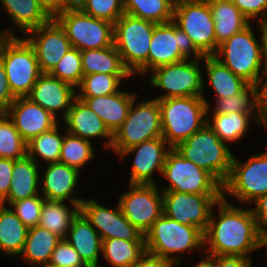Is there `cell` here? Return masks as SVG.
Returning a JSON list of instances; mask_svg holds the SVG:
<instances>
[{
    "instance_id": "obj_21",
    "label": "cell",
    "mask_w": 267,
    "mask_h": 267,
    "mask_svg": "<svg viewBox=\"0 0 267 267\" xmlns=\"http://www.w3.org/2000/svg\"><path fill=\"white\" fill-rule=\"evenodd\" d=\"M27 97L56 118V112L63 110V120L76 98V89L49 73H42Z\"/></svg>"
},
{
    "instance_id": "obj_48",
    "label": "cell",
    "mask_w": 267,
    "mask_h": 267,
    "mask_svg": "<svg viewBox=\"0 0 267 267\" xmlns=\"http://www.w3.org/2000/svg\"><path fill=\"white\" fill-rule=\"evenodd\" d=\"M15 99L16 97L10 90L3 64L0 61V112H5Z\"/></svg>"
},
{
    "instance_id": "obj_10",
    "label": "cell",
    "mask_w": 267,
    "mask_h": 267,
    "mask_svg": "<svg viewBox=\"0 0 267 267\" xmlns=\"http://www.w3.org/2000/svg\"><path fill=\"white\" fill-rule=\"evenodd\" d=\"M162 175L169 180L162 192L223 194L222 184L211 173L184 158L174 148L167 153Z\"/></svg>"
},
{
    "instance_id": "obj_50",
    "label": "cell",
    "mask_w": 267,
    "mask_h": 267,
    "mask_svg": "<svg viewBox=\"0 0 267 267\" xmlns=\"http://www.w3.org/2000/svg\"><path fill=\"white\" fill-rule=\"evenodd\" d=\"M264 79L266 81H264ZM264 81V82H263ZM260 89H259V87ZM256 104L260 116L263 117L267 113V68L263 74L258 78L256 84Z\"/></svg>"
},
{
    "instance_id": "obj_17",
    "label": "cell",
    "mask_w": 267,
    "mask_h": 267,
    "mask_svg": "<svg viewBox=\"0 0 267 267\" xmlns=\"http://www.w3.org/2000/svg\"><path fill=\"white\" fill-rule=\"evenodd\" d=\"M80 213L96 229L101 240H144V234L128 221L119 203L113 210L98 204L94 199H84L80 204Z\"/></svg>"
},
{
    "instance_id": "obj_38",
    "label": "cell",
    "mask_w": 267,
    "mask_h": 267,
    "mask_svg": "<svg viewBox=\"0 0 267 267\" xmlns=\"http://www.w3.org/2000/svg\"><path fill=\"white\" fill-rule=\"evenodd\" d=\"M132 74H106L93 73L84 75L78 86L80 93L76 97H98L118 92L122 79L131 77Z\"/></svg>"
},
{
    "instance_id": "obj_30",
    "label": "cell",
    "mask_w": 267,
    "mask_h": 267,
    "mask_svg": "<svg viewBox=\"0 0 267 267\" xmlns=\"http://www.w3.org/2000/svg\"><path fill=\"white\" fill-rule=\"evenodd\" d=\"M15 26L25 35L32 29L49 22L52 17L38 0H0Z\"/></svg>"
},
{
    "instance_id": "obj_25",
    "label": "cell",
    "mask_w": 267,
    "mask_h": 267,
    "mask_svg": "<svg viewBox=\"0 0 267 267\" xmlns=\"http://www.w3.org/2000/svg\"><path fill=\"white\" fill-rule=\"evenodd\" d=\"M88 267H99L102 240L96 229L79 213L65 238Z\"/></svg>"
},
{
    "instance_id": "obj_11",
    "label": "cell",
    "mask_w": 267,
    "mask_h": 267,
    "mask_svg": "<svg viewBox=\"0 0 267 267\" xmlns=\"http://www.w3.org/2000/svg\"><path fill=\"white\" fill-rule=\"evenodd\" d=\"M54 19L64 29L72 47L80 51L114 45V24L92 17L81 10L57 14Z\"/></svg>"
},
{
    "instance_id": "obj_46",
    "label": "cell",
    "mask_w": 267,
    "mask_h": 267,
    "mask_svg": "<svg viewBox=\"0 0 267 267\" xmlns=\"http://www.w3.org/2000/svg\"><path fill=\"white\" fill-rule=\"evenodd\" d=\"M232 3L242 12L250 22L260 16L257 23L267 19V0H232Z\"/></svg>"
},
{
    "instance_id": "obj_23",
    "label": "cell",
    "mask_w": 267,
    "mask_h": 267,
    "mask_svg": "<svg viewBox=\"0 0 267 267\" xmlns=\"http://www.w3.org/2000/svg\"><path fill=\"white\" fill-rule=\"evenodd\" d=\"M67 125V132L89 140L94 137L107 138L106 147L111 149L113 134L105 126L103 120L77 97L63 119Z\"/></svg>"
},
{
    "instance_id": "obj_54",
    "label": "cell",
    "mask_w": 267,
    "mask_h": 267,
    "mask_svg": "<svg viewBox=\"0 0 267 267\" xmlns=\"http://www.w3.org/2000/svg\"><path fill=\"white\" fill-rule=\"evenodd\" d=\"M86 0H61V12L69 10H81Z\"/></svg>"
},
{
    "instance_id": "obj_20",
    "label": "cell",
    "mask_w": 267,
    "mask_h": 267,
    "mask_svg": "<svg viewBox=\"0 0 267 267\" xmlns=\"http://www.w3.org/2000/svg\"><path fill=\"white\" fill-rule=\"evenodd\" d=\"M5 113L27 143L58 124L56 117L28 97H17Z\"/></svg>"
},
{
    "instance_id": "obj_42",
    "label": "cell",
    "mask_w": 267,
    "mask_h": 267,
    "mask_svg": "<svg viewBox=\"0 0 267 267\" xmlns=\"http://www.w3.org/2000/svg\"><path fill=\"white\" fill-rule=\"evenodd\" d=\"M49 74L78 88L84 76L81 51L75 47L70 48Z\"/></svg>"
},
{
    "instance_id": "obj_32",
    "label": "cell",
    "mask_w": 267,
    "mask_h": 267,
    "mask_svg": "<svg viewBox=\"0 0 267 267\" xmlns=\"http://www.w3.org/2000/svg\"><path fill=\"white\" fill-rule=\"evenodd\" d=\"M202 61L208 75L207 81L216 93L215 98L222 99L238 94L248 85L213 55L204 56Z\"/></svg>"
},
{
    "instance_id": "obj_44",
    "label": "cell",
    "mask_w": 267,
    "mask_h": 267,
    "mask_svg": "<svg viewBox=\"0 0 267 267\" xmlns=\"http://www.w3.org/2000/svg\"><path fill=\"white\" fill-rule=\"evenodd\" d=\"M45 201L40 194L30 198L18 200L10 203L8 206L12 207V211L28 228L35 227L39 223L42 206Z\"/></svg>"
},
{
    "instance_id": "obj_37",
    "label": "cell",
    "mask_w": 267,
    "mask_h": 267,
    "mask_svg": "<svg viewBox=\"0 0 267 267\" xmlns=\"http://www.w3.org/2000/svg\"><path fill=\"white\" fill-rule=\"evenodd\" d=\"M59 132L61 131L57 124L52 129L32 138L27 143V155L37 164L39 158H42L47 164L59 162L61 147L64 141V136L60 135Z\"/></svg>"
},
{
    "instance_id": "obj_5",
    "label": "cell",
    "mask_w": 267,
    "mask_h": 267,
    "mask_svg": "<svg viewBox=\"0 0 267 267\" xmlns=\"http://www.w3.org/2000/svg\"><path fill=\"white\" fill-rule=\"evenodd\" d=\"M144 242L145 251L168 259L179 266L181 258L171 254L183 255L185 251L203 249L204 234L198 227L181 224L163 213L144 234Z\"/></svg>"
},
{
    "instance_id": "obj_40",
    "label": "cell",
    "mask_w": 267,
    "mask_h": 267,
    "mask_svg": "<svg viewBox=\"0 0 267 267\" xmlns=\"http://www.w3.org/2000/svg\"><path fill=\"white\" fill-rule=\"evenodd\" d=\"M26 155L27 142L7 114L0 112V158L16 160Z\"/></svg>"
},
{
    "instance_id": "obj_12",
    "label": "cell",
    "mask_w": 267,
    "mask_h": 267,
    "mask_svg": "<svg viewBox=\"0 0 267 267\" xmlns=\"http://www.w3.org/2000/svg\"><path fill=\"white\" fill-rule=\"evenodd\" d=\"M202 59H184L182 61L160 66L150 73V84L165 90L157 100L173 97L204 95V81L200 70Z\"/></svg>"
},
{
    "instance_id": "obj_22",
    "label": "cell",
    "mask_w": 267,
    "mask_h": 267,
    "mask_svg": "<svg viewBox=\"0 0 267 267\" xmlns=\"http://www.w3.org/2000/svg\"><path fill=\"white\" fill-rule=\"evenodd\" d=\"M79 171L61 162L47 164L41 182L42 196L47 200L68 201L72 206H80L83 198L75 197Z\"/></svg>"
},
{
    "instance_id": "obj_59",
    "label": "cell",
    "mask_w": 267,
    "mask_h": 267,
    "mask_svg": "<svg viewBox=\"0 0 267 267\" xmlns=\"http://www.w3.org/2000/svg\"><path fill=\"white\" fill-rule=\"evenodd\" d=\"M207 1H232V0H207Z\"/></svg>"
},
{
    "instance_id": "obj_35",
    "label": "cell",
    "mask_w": 267,
    "mask_h": 267,
    "mask_svg": "<svg viewBox=\"0 0 267 267\" xmlns=\"http://www.w3.org/2000/svg\"><path fill=\"white\" fill-rule=\"evenodd\" d=\"M145 252L144 240H102L101 253L113 267H132Z\"/></svg>"
},
{
    "instance_id": "obj_26",
    "label": "cell",
    "mask_w": 267,
    "mask_h": 267,
    "mask_svg": "<svg viewBox=\"0 0 267 267\" xmlns=\"http://www.w3.org/2000/svg\"><path fill=\"white\" fill-rule=\"evenodd\" d=\"M38 164L28 155L13 162L12 182L7 198L1 203H13L39 195L40 173Z\"/></svg>"
},
{
    "instance_id": "obj_18",
    "label": "cell",
    "mask_w": 267,
    "mask_h": 267,
    "mask_svg": "<svg viewBox=\"0 0 267 267\" xmlns=\"http://www.w3.org/2000/svg\"><path fill=\"white\" fill-rule=\"evenodd\" d=\"M24 36H29L25 39L33 47L42 73H49L72 48L64 29L54 18Z\"/></svg>"
},
{
    "instance_id": "obj_51",
    "label": "cell",
    "mask_w": 267,
    "mask_h": 267,
    "mask_svg": "<svg viewBox=\"0 0 267 267\" xmlns=\"http://www.w3.org/2000/svg\"><path fill=\"white\" fill-rule=\"evenodd\" d=\"M175 263L168 259L145 251L132 267H173Z\"/></svg>"
},
{
    "instance_id": "obj_47",
    "label": "cell",
    "mask_w": 267,
    "mask_h": 267,
    "mask_svg": "<svg viewBox=\"0 0 267 267\" xmlns=\"http://www.w3.org/2000/svg\"><path fill=\"white\" fill-rule=\"evenodd\" d=\"M14 161L12 159L0 158V204L7 198L10 190Z\"/></svg>"
},
{
    "instance_id": "obj_7",
    "label": "cell",
    "mask_w": 267,
    "mask_h": 267,
    "mask_svg": "<svg viewBox=\"0 0 267 267\" xmlns=\"http://www.w3.org/2000/svg\"><path fill=\"white\" fill-rule=\"evenodd\" d=\"M174 149L211 173L222 185L230 174L234 154L207 124Z\"/></svg>"
},
{
    "instance_id": "obj_4",
    "label": "cell",
    "mask_w": 267,
    "mask_h": 267,
    "mask_svg": "<svg viewBox=\"0 0 267 267\" xmlns=\"http://www.w3.org/2000/svg\"><path fill=\"white\" fill-rule=\"evenodd\" d=\"M253 33L249 24L219 44L213 55L250 85H255L267 68L263 34L261 33V40L258 41ZM262 67L263 69H261Z\"/></svg>"
},
{
    "instance_id": "obj_41",
    "label": "cell",
    "mask_w": 267,
    "mask_h": 267,
    "mask_svg": "<svg viewBox=\"0 0 267 267\" xmlns=\"http://www.w3.org/2000/svg\"><path fill=\"white\" fill-rule=\"evenodd\" d=\"M212 113H249L260 114L256 104L255 85L248 84L240 93L226 98H216Z\"/></svg>"
},
{
    "instance_id": "obj_33",
    "label": "cell",
    "mask_w": 267,
    "mask_h": 267,
    "mask_svg": "<svg viewBox=\"0 0 267 267\" xmlns=\"http://www.w3.org/2000/svg\"><path fill=\"white\" fill-rule=\"evenodd\" d=\"M83 75L93 73L131 74L124 66L117 48L112 45L101 49L81 51Z\"/></svg>"
},
{
    "instance_id": "obj_16",
    "label": "cell",
    "mask_w": 267,
    "mask_h": 267,
    "mask_svg": "<svg viewBox=\"0 0 267 267\" xmlns=\"http://www.w3.org/2000/svg\"><path fill=\"white\" fill-rule=\"evenodd\" d=\"M119 197V205L128 221L145 234L163 214V192L156 184H129Z\"/></svg>"
},
{
    "instance_id": "obj_2",
    "label": "cell",
    "mask_w": 267,
    "mask_h": 267,
    "mask_svg": "<svg viewBox=\"0 0 267 267\" xmlns=\"http://www.w3.org/2000/svg\"><path fill=\"white\" fill-rule=\"evenodd\" d=\"M0 61L12 94L16 98L27 97L42 74L33 47L11 29L0 31Z\"/></svg>"
},
{
    "instance_id": "obj_36",
    "label": "cell",
    "mask_w": 267,
    "mask_h": 267,
    "mask_svg": "<svg viewBox=\"0 0 267 267\" xmlns=\"http://www.w3.org/2000/svg\"><path fill=\"white\" fill-rule=\"evenodd\" d=\"M123 3L128 15L156 24L173 20L175 0H123Z\"/></svg>"
},
{
    "instance_id": "obj_15",
    "label": "cell",
    "mask_w": 267,
    "mask_h": 267,
    "mask_svg": "<svg viewBox=\"0 0 267 267\" xmlns=\"http://www.w3.org/2000/svg\"><path fill=\"white\" fill-rule=\"evenodd\" d=\"M223 194H191L177 191L163 192V213L181 224L196 226L203 232Z\"/></svg>"
},
{
    "instance_id": "obj_8",
    "label": "cell",
    "mask_w": 267,
    "mask_h": 267,
    "mask_svg": "<svg viewBox=\"0 0 267 267\" xmlns=\"http://www.w3.org/2000/svg\"><path fill=\"white\" fill-rule=\"evenodd\" d=\"M135 100L132 101L127 118L113 134L111 150L113 149L117 155L144 141L162 137L158 100H145L138 104L134 103Z\"/></svg>"
},
{
    "instance_id": "obj_19",
    "label": "cell",
    "mask_w": 267,
    "mask_h": 267,
    "mask_svg": "<svg viewBox=\"0 0 267 267\" xmlns=\"http://www.w3.org/2000/svg\"><path fill=\"white\" fill-rule=\"evenodd\" d=\"M166 144L168 143L163 137H157L126 149L119 154L123 160L128 154L135 153L130 184H156L153 173L157 170L162 175L165 159L170 150V147L166 149Z\"/></svg>"
},
{
    "instance_id": "obj_3",
    "label": "cell",
    "mask_w": 267,
    "mask_h": 267,
    "mask_svg": "<svg viewBox=\"0 0 267 267\" xmlns=\"http://www.w3.org/2000/svg\"><path fill=\"white\" fill-rule=\"evenodd\" d=\"M162 137L175 148L206 124L209 102L202 96L173 97L158 100Z\"/></svg>"
},
{
    "instance_id": "obj_34",
    "label": "cell",
    "mask_w": 267,
    "mask_h": 267,
    "mask_svg": "<svg viewBox=\"0 0 267 267\" xmlns=\"http://www.w3.org/2000/svg\"><path fill=\"white\" fill-rule=\"evenodd\" d=\"M79 213L80 206L70 209L64 201L45 199L38 226L65 239L73 220Z\"/></svg>"
},
{
    "instance_id": "obj_58",
    "label": "cell",
    "mask_w": 267,
    "mask_h": 267,
    "mask_svg": "<svg viewBox=\"0 0 267 267\" xmlns=\"http://www.w3.org/2000/svg\"><path fill=\"white\" fill-rule=\"evenodd\" d=\"M267 129V113L262 117V124Z\"/></svg>"
},
{
    "instance_id": "obj_39",
    "label": "cell",
    "mask_w": 267,
    "mask_h": 267,
    "mask_svg": "<svg viewBox=\"0 0 267 267\" xmlns=\"http://www.w3.org/2000/svg\"><path fill=\"white\" fill-rule=\"evenodd\" d=\"M64 134L59 162L80 171L79 169L94 157L92 142L67 131Z\"/></svg>"
},
{
    "instance_id": "obj_13",
    "label": "cell",
    "mask_w": 267,
    "mask_h": 267,
    "mask_svg": "<svg viewBox=\"0 0 267 267\" xmlns=\"http://www.w3.org/2000/svg\"><path fill=\"white\" fill-rule=\"evenodd\" d=\"M192 56V57H191ZM204 55L192 40L173 22L154 27L148 53V71L184 59H202Z\"/></svg>"
},
{
    "instance_id": "obj_1",
    "label": "cell",
    "mask_w": 267,
    "mask_h": 267,
    "mask_svg": "<svg viewBox=\"0 0 267 267\" xmlns=\"http://www.w3.org/2000/svg\"><path fill=\"white\" fill-rule=\"evenodd\" d=\"M226 194L217 202L218 217L211 212L204 234V246L213 256H243L261 248V232L250 209L234 206L226 201ZM217 220V221H216ZM248 254V255H247Z\"/></svg>"
},
{
    "instance_id": "obj_56",
    "label": "cell",
    "mask_w": 267,
    "mask_h": 267,
    "mask_svg": "<svg viewBox=\"0 0 267 267\" xmlns=\"http://www.w3.org/2000/svg\"><path fill=\"white\" fill-rule=\"evenodd\" d=\"M261 31L263 34V40H264V53L267 60V19L260 22Z\"/></svg>"
},
{
    "instance_id": "obj_52",
    "label": "cell",
    "mask_w": 267,
    "mask_h": 267,
    "mask_svg": "<svg viewBox=\"0 0 267 267\" xmlns=\"http://www.w3.org/2000/svg\"><path fill=\"white\" fill-rule=\"evenodd\" d=\"M251 261L243 256H215V267H251Z\"/></svg>"
},
{
    "instance_id": "obj_27",
    "label": "cell",
    "mask_w": 267,
    "mask_h": 267,
    "mask_svg": "<svg viewBox=\"0 0 267 267\" xmlns=\"http://www.w3.org/2000/svg\"><path fill=\"white\" fill-rule=\"evenodd\" d=\"M209 109L206 112V124L216 133L222 142L232 143L244 137L249 130L250 120L254 117V122L262 124L260 114L249 113H212L209 115ZM253 116V117H252ZM211 117V119H210ZM212 120V122H211Z\"/></svg>"
},
{
    "instance_id": "obj_24",
    "label": "cell",
    "mask_w": 267,
    "mask_h": 267,
    "mask_svg": "<svg viewBox=\"0 0 267 267\" xmlns=\"http://www.w3.org/2000/svg\"><path fill=\"white\" fill-rule=\"evenodd\" d=\"M77 98L95 112L109 131L114 134L127 118L129 108L132 101L136 99V95L119 90L105 96Z\"/></svg>"
},
{
    "instance_id": "obj_6",
    "label": "cell",
    "mask_w": 267,
    "mask_h": 267,
    "mask_svg": "<svg viewBox=\"0 0 267 267\" xmlns=\"http://www.w3.org/2000/svg\"><path fill=\"white\" fill-rule=\"evenodd\" d=\"M156 23L124 13L114 23V46L124 66L135 76L148 72V53Z\"/></svg>"
},
{
    "instance_id": "obj_14",
    "label": "cell",
    "mask_w": 267,
    "mask_h": 267,
    "mask_svg": "<svg viewBox=\"0 0 267 267\" xmlns=\"http://www.w3.org/2000/svg\"><path fill=\"white\" fill-rule=\"evenodd\" d=\"M222 193H228L242 203L250 204L267 194V151L252 155L244 163L233 156L231 170Z\"/></svg>"
},
{
    "instance_id": "obj_49",
    "label": "cell",
    "mask_w": 267,
    "mask_h": 267,
    "mask_svg": "<svg viewBox=\"0 0 267 267\" xmlns=\"http://www.w3.org/2000/svg\"><path fill=\"white\" fill-rule=\"evenodd\" d=\"M252 203H254L256 207L251 208V210L257 221L259 231L263 233L267 231V194L258 197Z\"/></svg>"
},
{
    "instance_id": "obj_53",
    "label": "cell",
    "mask_w": 267,
    "mask_h": 267,
    "mask_svg": "<svg viewBox=\"0 0 267 267\" xmlns=\"http://www.w3.org/2000/svg\"><path fill=\"white\" fill-rule=\"evenodd\" d=\"M38 2L52 18L61 13V0H38Z\"/></svg>"
},
{
    "instance_id": "obj_57",
    "label": "cell",
    "mask_w": 267,
    "mask_h": 267,
    "mask_svg": "<svg viewBox=\"0 0 267 267\" xmlns=\"http://www.w3.org/2000/svg\"><path fill=\"white\" fill-rule=\"evenodd\" d=\"M262 247H265L267 251V231L261 233V248ZM266 257H267V252H266Z\"/></svg>"
},
{
    "instance_id": "obj_43",
    "label": "cell",
    "mask_w": 267,
    "mask_h": 267,
    "mask_svg": "<svg viewBox=\"0 0 267 267\" xmlns=\"http://www.w3.org/2000/svg\"><path fill=\"white\" fill-rule=\"evenodd\" d=\"M81 11L113 24L125 13L123 0H86Z\"/></svg>"
},
{
    "instance_id": "obj_55",
    "label": "cell",
    "mask_w": 267,
    "mask_h": 267,
    "mask_svg": "<svg viewBox=\"0 0 267 267\" xmlns=\"http://www.w3.org/2000/svg\"><path fill=\"white\" fill-rule=\"evenodd\" d=\"M205 258L199 261V264L194 265L193 267H215V256L207 254Z\"/></svg>"
},
{
    "instance_id": "obj_31",
    "label": "cell",
    "mask_w": 267,
    "mask_h": 267,
    "mask_svg": "<svg viewBox=\"0 0 267 267\" xmlns=\"http://www.w3.org/2000/svg\"><path fill=\"white\" fill-rule=\"evenodd\" d=\"M0 204V252L19 256L24 248L29 228L12 211Z\"/></svg>"
},
{
    "instance_id": "obj_28",
    "label": "cell",
    "mask_w": 267,
    "mask_h": 267,
    "mask_svg": "<svg viewBox=\"0 0 267 267\" xmlns=\"http://www.w3.org/2000/svg\"><path fill=\"white\" fill-rule=\"evenodd\" d=\"M216 36V51L219 44L231 38L249 25V21L232 1H208Z\"/></svg>"
},
{
    "instance_id": "obj_29",
    "label": "cell",
    "mask_w": 267,
    "mask_h": 267,
    "mask_svg": "<svg viewBox=\"0 0 267 267\" xmlns=\"http://www.w3.org/2000/svg\"><path fill=\"white\" fill-rule=\"evenodd\" d=\"M61 240V237L48 229L38 225L31 227L20 255L23 256L25 262L39 267H47L53 250Z\"/></svg>"
},
{
    "instance_id": "obj_9",
    "label": "cell",
    "mask_w": 267,
    "mask_h": 267,
    "mask_svg": "<svg viewBox=\"0 0 267 267\" xmlns=\"http://www.w3.org/2000/svg\"><path fill=\"white\" fill-rule=\"evenodd\" d=\"M172 21L204 56L216 53L214 20L207 0L175 1Z\"/></svg>"
},
{
    "instance_id": "obj_45",
    "label": "cell",
    "mask_w": 267,
    "mask_h": 267,
    "mask_svg": "<svg viewBox=\"0 0 267 267\" xmlns=\"http://www.w3.org/2000/svg\"><path fill=\"white\" fill-rule=\"evenodd\" d=\"M47 267H88L78 252L66 240L62 239L53 250Z\"/></svg>"
}]
</instances>
